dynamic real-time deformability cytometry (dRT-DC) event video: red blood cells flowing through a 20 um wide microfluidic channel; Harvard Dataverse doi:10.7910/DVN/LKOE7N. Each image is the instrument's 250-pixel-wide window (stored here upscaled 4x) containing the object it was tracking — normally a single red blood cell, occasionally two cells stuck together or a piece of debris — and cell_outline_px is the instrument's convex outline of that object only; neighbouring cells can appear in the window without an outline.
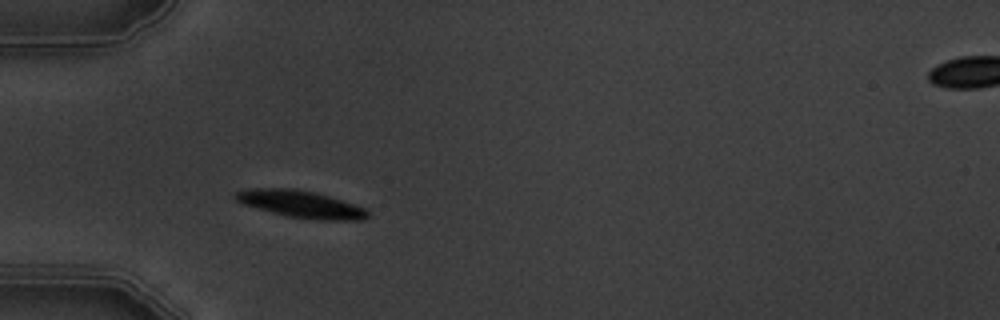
{"species": "common noctule bat (a hibernating species)", "species_latin": "Nyctalus noctula", "temperature_condition": "warm", "stored_images_in_passage": 2, "segment_of_instrument_passage": [1, 2], "camera_frame_rate_fps": 3000, "um_per_image_px": 0.085, "animal": {"sex": "male", "body_mass_g": 19.5, "forearm_length_mm": 54.6}, "frame": {"image": 1, "passage_image": 1, "time_ms": 0.0, "image_size_px": [1000, 320], "cell_outline_px": [[368, 216], [364, 220], [320, 220], [288, 216], [272, 212], [244, 204], [236, 200], [232, 196], [236, 192], [252, 188], [292, 188], [312, 192], [328, 196], [364, 208], [368, 212]], "centroid_in_image_um": [25.55, 17.35], "position_along_channel_um": 59.5, "area_um2": 20.46}}